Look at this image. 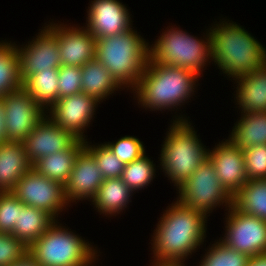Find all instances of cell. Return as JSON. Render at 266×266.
<instances>
[{
  "label": "cell",
  "instance_id": "35",
  "mask_svg": "<svg viewBox=\"0 0 266 266\" xmlns=\"http://www.w3.org/2000/svg\"><path fill=\"white\" fill-rule=\"evenodd\" d=\"M81 74V67L61 65L58 74V99L81 92Z\"/></svg>",
  "mask_w": 266,
  "mask_h": 266
},
{
  "label": "cell",
  "instance_id": "21",
  "mask_svg": "<svg viewBox=\"0 0 266 266\" xmlns=\"http://www.w3.org/2000/svg\"><path fill=\"white\" fill-rule=\"evenodd\" d=\"M133 195L134 192L123 182L121 177L107 178L100 185L91 202L97 212L106 217H112L127 208Z\"/></svg>",
  "mask_w": 266,
  "mask_h": 266
},
{
  "label": "cell",
  "instance_id": "16",
  "mask_svg": "<svg viewBox=\"0 0 266 266\" xmlns=\"http://www.w3.org/2000/svg\"><path fill=\"white\" fill-rule=\"evenodd\" d=\"M78 139L59 127L48 115L22 141L28 160L33 165L42 157L70 148Z\"/></svg>",
  "mask_w": 266,
  "mask_h": 266
},
{
  "label": "cell",
  "instance_id": "10",
  "mask_svg": "<svg viewBox=\"0 0 266 266\" xmlns=\"http://www.w3.org/2000/svg\"><path fill=\"white\" fill-rule=\"evenodd\" d=\"M225 212V233L219 240L249 257L266 253V220L238 211L233 205Z\"/></svg>",
  "mask_w": 266,
  "mask_h": 266
},
{
  "label": "cell",
  "instance_id": "26",
  "mask_svg": "<svg viewBox=\"0 0 266 266\" xmlns=\"http://www.w3.org/2000/svg\"><path fill=\"white\" fill-rule=\"evenodd\" d=\"M59 68L34 73L23 82V88L46 112L58 100Z\"/></svg>",
  "mask_w": 266,
  "mask_h": 266
},
{
  "label": "cell",
  "instance_id": "2",
  "mask_svg": "<svg viewBox=\"0 0 266 266\" xmlns=\"http://www.w3.org/2000/svg\"><path fill=\"white\" fill-rule=\"evenodd\" d=\"M199 77L192 70L148 60L143 75L131 93L145 110H177L178 106L185 105L195 96Z\"/></svg>",
  "mask_w": 266,
  "mask_h": 266
},
{
  "label": "cell",
  "instance_id": "24",
  "mask_svg": "<svg viewBox=\"0 0 266 266\" xmlns=\"http://www.w3.org/2000/svg\"><path fill=\"white\" fill-rule=\"evenodd\" d=\"M81 92L93 96L99 102L123 88L113 78L109 71L97 59H92L81 67Z\"/></svg>",
  "mask_w": 266,
  "mask_h": 266
},
{
  "label": "cell",
  "instance_id": "11",
  "mask_svg": "<svg viewBox=\"0 0 266 266\" xmlns=\"http://www.w3.org/2000/svg\"><path fill=\"white\" fill-rule=\"evenodd\" d=\"M5 141L22 142L47 114L21 87L1 97Z\"/></svg>",
  "mask_w": 266,
  "mask_h": 266
},
{
  "label": "cell",
  "instance_id": "8",
  "mask_svg": "<svg viewBox=\"0 0 266 266\" xmlns=\"http://www.w3.org/2000/svg\"><path fill=\"white\" fill-rule=\"evenodd\" d=\"M176 191L179 193L176 199L184 206L200 211L207 217L218 206H225L227 211L232 205V196L221 185L215 167L208 158Z\"/></svg>",
  "mask_w": 266,
  "mask_h": 266
},
{
  "label": "cell",
  "instance_id": "29",
  "mask_svg": "<svg viewBox=\"0 0 266 266\" xmlns=\"http://www.w3.org/2000/svg\"><path fill=\"white\" fill-rule=\"evenodd\" d=\"M154 161L144 154L139 159L125 164L122 180L134 192L144 189L156 175Z\"/></svg>",
  "mask_w": 266,
  "mask_h": 266
},
{
  "label": "cell",
  "instance_id": "23",
  "mask_svg": "<svg viewBox=\"0 0 266 266\" xmlns=\"http://www.w3.org/2000/svg\"><path fill=\"white\" fill-rule=\"evenodd\" d=\"M228 139L241 150L266 144V111L241 113Z\"/></svg>",
  "mask_w": 266,
  "mask_h": 266
},
{
  "label": "cell",
  "instance_id": "17",
  "mask_svg": "<svg viewBox=\"0 0 266 266\" xmlns=\"http://www.w3.org/2000/svg\"><path fill=\"white\" fill-rule=\"evenodd\" d=\"M208 150V159L215 167L221 185L233 197L247 182L243 150L229 139Z\"/></svg>",
  "mask_w": 266,
  "mask_h": 266
},
{
  "label": "cell",
  "instance_id": "39",
  "mask_svg": "<svg viewBox=\"0 0 266 266\" xmlns=\"http://www.w3.org/2000/svg\"><path fill=\"white\" fill-rule=\"evenodd\" d=\"M185 261L155 260L151 262V266H187Z\"/></svg>",
  "mask_w": 266,
  "mask_h": 266
},
{
  "label": "cell",
  "instance_id": "27",
  "mask_svg": "<svg viewBox=\"0 0 266 266\" xmlns=\"http://www.w3.org/2000/svg\"><path fill=\"white\" fill-rule=\"evenodd\" d=\"M232 205L242 213L266 220V179L248 180L232 197Z\"/></svg>",
  "mask_w": 266,
  "mask_h": 266
},
{
  "label": "cell",
  "instance_id": "7",
  "mask_svg": "<svg viewBox=\"0 0 266 266\" xmlns=\"http://www.w3.org/2000/svg\"><path fill=\"white\" fill-rule=\"evenodd\" d=\"M203 38L190 35L180 27L169 26L152 45H149V60L186 68L202 77L204 67L211 63L209 29Z\"/></svg>",
  "mask_w": 266,
  "mask_h": 266
},
{
  "label": "cell",
  "instance_id": "28",
  "mask_svg": "<svg viewBox=\"0 0 266 266\" xmlns=\"http://www.w3.org/2000/svg\"><path fill=\"white\" fill-rule=\"evenodd\" d=\"M23 87L15 42L0 41V98Z\"/></svg>",
  "mask_w": 266,
  "mask_h": 266
},
{
  "label": "cell",
  "instance_id": "37",
  "mask_svg": "<svg viewBox=\"0 0 266 266\" xmlns=\"http://www.w3.org/2000/svg\"><path fill=\"white\" fill-rule=\"evenodd\" d=\"M9 266H40V264L36 261V258L27 251L20 259Z\"/></svg>",
  "mask_w": 266,
  "mask_h": 266
},
{
  "label": "cell",
  "instance_id": "22",
  "mask_svg": "<svg viewBox=\"0 0 266 266\" xmlns=\"http://www.w3.org/2000/svg\"><path fill=\"white\" fill-rule=\"evenodd\" d=\"M84 147L85 141L78 139L70 148L40 158L32 168L42 176L65 185L73 170L76 157Z\"/></svg>",
  "mask_w": 266,
  "mask_h": 266
},
{
  "label": "cell",
  "instance_id": "20",
  "mask_svg": "<svg viewBox=\"0 0 266 266\" xmlns=\"http://www.w3.org/2000/svg\"><path fill=\"white\" fill-rule=\"evenodd\" d=\"M31 168L22 142L0 143V192L12 191Z\"/></svg>",
  "mask_w": 266,
  "mask_h": 266
},
{
  "label": "cell",
  "instance_id": "30",
  "mask_svg": "<svg viewBox=\"0 0 266 266\" xmlns=\"http://www.w3.org/2000/svg\"><path fill=\"white\" fill-rule=\"evenodd\" d=\"M198 266H247L249 256L237 250L227 247L220 240H215Z\"/></svg>",
  "mask_w": 266,
  "mask_h": 266
},
{
  "label": "cell",
  "instance_id": "40",
  "mask_svg": "<svg viewBox=\"0 0 266 266\" xmlns=\"http://www.w3.org/2000/svg\"><path fill=\"white\" fill-rule=\"evenodd\" d=\"M5 142L3 104L0 98V143Z\"/></svg>",
  "mask_w": 266,
  "mask_h": 266
},
{
  "label": "cell",
  "instance_id": "32",
  "mask_svg": "<svg viewBox=\"0 0 266 266\" xmlns=\"http://www.w3.org/2000/svg\"><path fill=\"white\" fill-rule=\"evenodd\" d=\"M23 202L11 191L0 192V232L11 233L17 224Z\"/></svg>",
  "mask_w": 266,
  "mask_h": 266
},
{
  "label": "cell",
  "instance_id": "9",
  "mask_svg": "<svg viewBox=\"0 0 266 266\" xmlns=\"http://www.w3.org/2000/svg\"><path fill=\"white\" fill-rule=\"evenodd\" d=\"M11 192L25 205L44 210L56 220L60 212L70 207L64 185L42 176L33 168L23 175Z\"/></svg>",
  "mask_w": 266,
  "mask_h": 266
},
{
  "label": "cell",
  "instance_id": "34",
  "mask_svg": "<svg viewBox=\"0 0 266 266\" xmlns=\"http://www.w3.org/2000/svg\"><path fill=\"white\" fill-rule=\"evenodd\" d=\"M243 155L247 179H266V144L246 148Z\"/></svg>",
  "mask_w": 266,
  "mask_h": 266
},
{
  "label": "cell",
  "instance_id": "12",
  "mask_svg": "<svg viewBox=\"0 0 266 266\" xmlns=\"http://www.w3.org/2000/svg\"><path fill=\"white\" fill-rule=\"evenodd\" d=\"M45 24L47 26L42 27L38 35L25 46L15 43L22 82L34 73L61 67L56 32L47 23Z\"/></svg>",
  "mask_w": 266,
  "mask_h": 266
},
{
  "label": "cell",
  "instance_id": "3",
  "mask_svg": "<svg viewBox=\"0 0 266 266\" xmlns=\"http://www.w3.org/2000/svg\"><path fill=\"white\" fill-rule=\"evenodd\" d=\"M220 20L209 26V30L211 61L222 74L235 79L263 66L266 63L264 45L236 22Z\"/></svg>",
  "mask_w": 266,
  "mask_h": 266
},
{
  "label": "cell",
  "instance_id": "15",
  "mask_svg": "<svg viewBox=\"0 0 266 266\" xmlns=\"http://www.w3.org/2000/svg\"><path fill=\"white\" fill-rule=\"evenodd\" d=\"M87 10L85 27L96 39L133 27L129 9L119 0H92Z\"/></svg>",
  "mask_w": 266,
  "mask_h": 266
},
{
  "label": "cell",
  "instance_id": "33",
  "mask_svg": "<svg viewBox=\"0 0 266 266\" xmlns=\"http://www.w3.org/2000/svg\"><path fill=\"white\" fill-rule=\"evenodd\" d=\"M105 144L124 164L131 163L146 154L143 142L130 135H125L116 142H105Z\"/></svg>",
  "mask_w": 266,
  "mask_h": 266
},
{
  "label": "cell",
  "instance_id": "14",
  "mask_svg": "<svg viewBox=\"0 0 266 266\" xmlns=\"http://www.w3.org/2000/svg\"><path fill=\"white\" fill-rule=\"evenodd\" d=\"M55 32L61 65L82 67L96 57V38L86 27L66 25V23L48 24Z\"/></svg>",
  "mask_w": 266,
  "mask_h": 266
},
{
  "label": "cell",
  "instance_id": "18",
  "mask_svg": "<svg viewBox=\"0 0 266 266\" xmlns=\"http://www.w3.org/2000/svg\"><path fill=\"white\" fill-rule=\"evenodd\" d=\"M104 180L94 157L83 148L77 155L73 170L64 185L67 201L70 205L79 200L91 201Z\"/></svg>",
  "mask_w": 266,
  "mask_h": 266
},
{
  "label": "cell",
  "instance_id": "1",
  "mask_svg": "<svg viewBox=\"0 0 266 266\" xmlns=\"http://www.w3.org/2000/svg\"><path fill=\"white\" fill-rule=\"evenodd\" d=\"M170 205L162 212L154 229L150 242L152 258L185 261L205 241L208 217L179 200Z\"/></svg>",
  "mask_w": 266,
  "mask_h": 266
},
{
  "label": "cell",
  "instance_id": "38",
  "mask_svg": "<svg viewBox=\"0 0 266 266\" xmlns=\"http://www.w3.org/2000/svg\"><path fill=\"white\" fill-rule=\"evenodd\" d=\"M247 266H266V253L250 257Z\"/></svg>",
  "mask_w": 266,
  "mask_h": 266
},
{
  "label": "cell",
  "instance_id": "5",
  "mask_svg": "<svg viewBox=\"0 0 266 266\" xmlns=\"http://www.w3.org/2000/svg\"><path fill=\"white\" fill-rule=\"evenodd\" d=\"M174 118L158 158L162 172L177 189L206 161L209 148L201 142L187 117L180 114Z\"/></svg>",
  "mask_w": 266,
  "mask_h": 266
},
{
  "label": "cell",
  "instance_id": "6",
  "mask_svg": "<svg viewBox=\"0 0 266 266\" xmlns=\"http://www.w3.org/2000/svg\"><path fill=\"white\" fill-rule=\"evenodd\" d=\"M58 221L35 240L28 251L40 266H94L100 256L97 247Z\"/></svg>",
  "mask_w": 266,
  "mask_h": 266
},
{
  "label": "cell",
  "instance_id": "36",
  "mask_svg": "<svg viewBox=\"0 0 266 266\" xmlns=\"http://www.w3.org/2000/svg\"><path fill=\"white\" fill-rule=\"evenodd\" d=\"M28 247L11 233L0 232V266H9L20 259Z\"/></svg>",
  "mask_w": 266,
  "mask_h": 266
},
{
  "label": "cell",
  "instance_id": "13",
  "mask_svg": "<svg viewBox=\"0 0 266 266\" xmlns=\"http://www.w3.org/2000/svg\"><path fill=\"white\" fill-rule=\"evenodd\" d=\"M99 104L101 102L93 96L80 92L59 98L46 113L59 127L86 141L85 130L93 121Z\"/></svg>",
  "mask_w": 266,
  "mask_h": 266
},
{
  "label": "cell",
  "instance_id": "31",
  "mask_svg": "<svg viewBox=\"0 0 266 266\" xmlns=\"http://www.w3.org/2000/svg\"><path fill=\"white\" fill-rule=\"evenodd\" d=\"M84 148L94 157L104 179L122 177L125 164L113 154L105 143L92 145L87 140Z\"/></svg>",
  "mask_w": 266,
  "mask_h": 266
},
{
  "label": "cell",
  "instance_id": "4",
  "mask_svg": "<svg viewBox=\"0 0 266 266\" xmlns=\"http://www.w3.org/2000/svg\"><path fill=\"white\" fill-rule=\"evenodd\" d=\"M149 43L133 28L96 39V57L118 84L133 90L149 60Z\"/></svg>",
  "mask_w": 266,
  "mask_h": 266
},
{
  "label": "cell",
  "instance_id": "25",
  "mask_svg": "<svg viewBox=\"0 0 266 266\" xmlns=\"http://www.w3.org/2000/svg\"><path fill=\"white\" fill-rule=\"evenodd\" d=\"M57 221L50 213L25 205L11 234L27 247L40 238Z\"/></svg>",
  "mask_w": 266,
  "mask_h": 266
},
{
  "label": "cell",
  "instance_id": "19",
  "mask_svg": "<svg viewBox=\"0 0 266 266\" xmlns=\"http://www.w3.org/2000/svg\"><path fill=\"white\" fill-rule=\"evenodd\" d=\"M233 80L237 84L234 99L241 113L266 111V63L252 73Z\"/></svg>",
  "mask_w": 266,
  "mask_h": 266
}]
</instances>
